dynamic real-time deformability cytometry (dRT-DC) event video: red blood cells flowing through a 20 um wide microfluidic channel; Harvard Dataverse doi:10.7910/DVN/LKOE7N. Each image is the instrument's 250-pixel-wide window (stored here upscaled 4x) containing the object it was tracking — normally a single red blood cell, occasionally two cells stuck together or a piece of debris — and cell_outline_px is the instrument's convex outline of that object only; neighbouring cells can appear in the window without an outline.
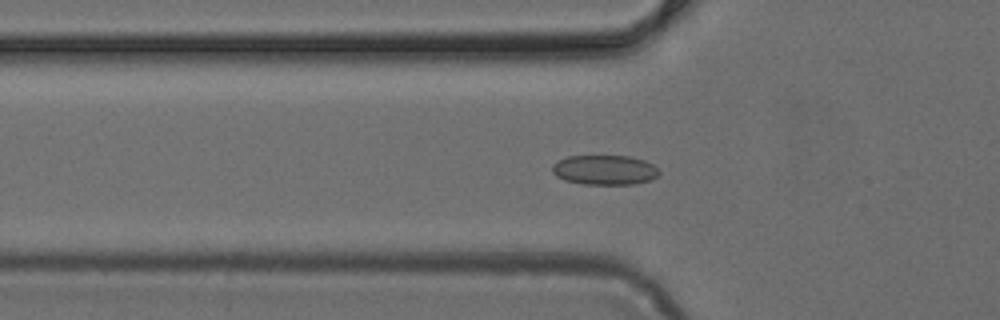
{"species": "common noctule bat (a hibernating species)", "species_latin": "Nyctalus noctula", "temperature_condition": "cold", "stored_images_in_passage": 36, "camera_frame_rate_fps": 3000, "um_per_image_px": 0.085, "animal": {"sex": "female", "body_mass_g": 24.6, "forearm_length_mm": 56.2}, "frame": {"image": 1, "passage_image": 3, "time_ms": 0.667, "image_size_px": [1000, 320], "cell_outline_px": [[660, 172], [656, 176], [648, 180], [632, 184], [584, 184], [564, 180], [556, 176], [552, 172], [552, 164], [556, 160], [568, 156], [628, 156], [644, 160], [652, 164]], "centroid_in_image_um": [51.33, 14.44], "position_along_channel_um": 74.5, "area_um2": 18.44}}
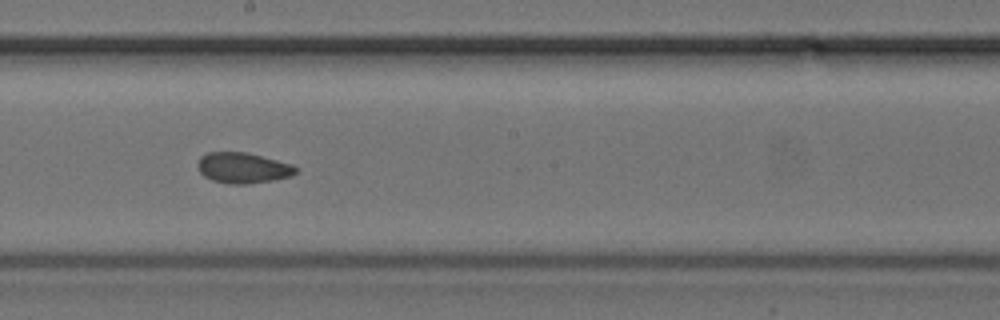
{"frame": {"image": 2, "passage_image": 14, "time_ms": 4.333, "image_size_px": [1000, 320], "cell_outline_px": [[300, 168], [292, 176], [272, 180], [244, 184], [228, 184], [212, 180], [204, 176], [200, 172], [196, 164], [200, 156], [208, 152], [248, 152], [292, 164]], "centroid_in_image_um": [20.65, 14.26], "position_along_channel_um": 227.6, "area_um2": 17.69}}
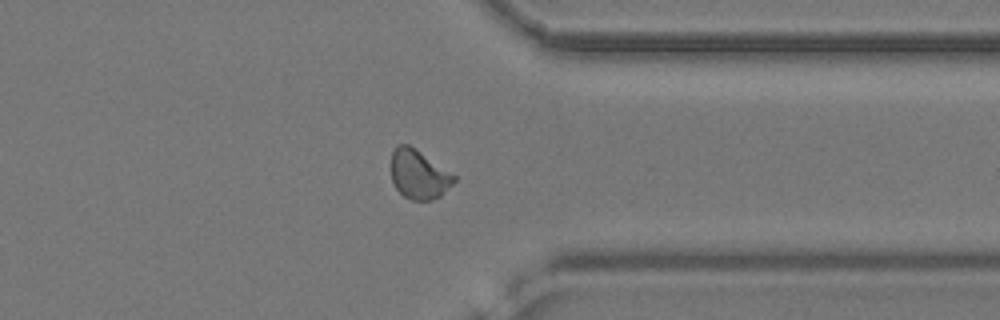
{"frame": {"image": 3, "passage_image": 25, "time_ms": 8.0, "image_size_px": [1000, 320], "cell_outline_px": [[456, 180], [440, 196], [432, 200], [412, 200], [404, 196], [396, 188], [392, 180], [392, 152], [396, 144], [408, 144], [456, 176]], "centroid_in_image_um": [35.58, 14.83], "position_along_channel_um": 375.8, "area_um2": 17.69}}